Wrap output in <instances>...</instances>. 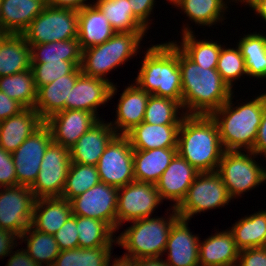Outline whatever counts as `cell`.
<instances>
[{"label":"cell","instance_id":"obj_1","mask_svg":"<svg viewBox=\"0 0 266 266\" xmlns=\"http://www.w3.org/2000/svg\"><path fill=\"white\" fill-rule=\"evenodd\" d=\"M179 67L182 86L181 111L185 115H210L234 94L216 68L201 67L180 48Z\"/></svg>","mask_w":266,"mask_h":266},{"label":"cell","instance_id":"obj_2","mask_svg":"<svg viewBox=\"0 0 266 266\" xmlns=\"http://www.w3.org/2000/svg\"><path fill=\"white\" fill-rule=\"evenodd\" d=\"M218 127L210 115H184L177 153L199 172L217 171L224 153Z\"/></svg>","mask_w":266,"mask_h":266},{"label":"cell","instance_id":"obj_3","mask_svg":"<svg viewBox=\"0 0 266 266\" xmlns=\"http://www.w3.org/2000/svg\"><path fill=\"white\" fill-rule=\"evenodd\" d=\"M233 96L210 116L218 127L224 150L252 151L266 105V93L236 107H233Z\"/></svg>","mask_w":266,"mask_h":266},{"label":"cell","instance_id":"obj_4","mask_svg":"<svg viewBox=\"0 0 266 266\" xmlns=\"http://www.w3.org/2000/svg\"><path fill=\"white\" fill-rule=\"evenodd\" d=\"M145 53L135 84L150 95L174 99L182 106L179 47L175 41L152 45Z\"/></svg>","mask_w":266,"mask_h":266},{"label":"cell","instance_id":"obj_5","mask_svg":"<svg viewBox=\"0 0 266 266\" xmlns=\"http://www.w3.org/2000/svg\"><path fill=\"white\" fill-rule=\"evenodd\" d=\"M170 210L172 213L165 218L156 216L131 221L132 225L116 236V244L128 252L124 255L133 259L162 257L170 229L179 218L174 207Z\"/></svg>","mask_w":266,"mask_h":266},{"label":"cell","instance_id":"obj_6","mask_svg":"<svg viewBox=\"0 0 266 266\" xmlns=\"http://www.w3.org/2000/svg\"><path fill=\"white\" fill-rule=\"evenodd\" d=\"M147 32H116L103 44L82 50L81 70L86 76L109 81L106 75L136 56ZM105 77V78H104Z\"/></svg>","mask_w":266,"mask_h":266},{"label":"cell","instance_id":"obj_7","mask_svg":"<svg viewBox=\"0 0 266 266\" xmlns=\"http://www.w3.org/2000/svg\"><path fill=\"white\" fill-rule=\"evenodd\" d=\"M256 156L253 151H224L217 172L232 200L266 183V169L254 160Z\"/></svg>","mask_w":266,"mask_h":266},{"label":"cell","instance_id":"obj_8","mask_svg":"<svg viewBox=\"0 0 266 266\" xmlns=\"http://www.w3.org/2000/svg\"><path fill=\"white\" fill-rule=\"evenodd\" d=\"M28 44H45L78 37V11L47 5L21 33Z\"/></svg>","mask_w":266,"mask_h":266},{"label":"cell","instance_id":"obj_9","mask_svg":"<svg viewBox=\"0 0 266 266\" xmlns=\"http://www.w3.org/2000/svg\"><path fill=\"white\" fill-rule=\"evenodd\" d=\"M231 197L217 172H200L182 202L175 208L178 216L190 220L194 215L207 210L224 207Z\"/></svg>","mask_w":266,"mask_h":266},{"label":"cell","instance_id":"obj_10","mask_svg":"<svg viewBox=\"0 0 266 266\" xmlns=\"http://www.w3.org/2000/svg\"><path fill=\"white\" fill-rule=\"evenodd\" d=\"M70 164L69 148L52 141L42 158L36 181L30 187L34 198L61 197Z\"/></svg>","mask_w":266,"mask_h":266},{"label":"cell","instance_id":"obj_11","mask_svg":"<svg viewBox=\"0 0 266 266\" xmlns=\"http://www.w3.org/2000/svg\"><path fill=\"white\" fill-rule=\"evenodd\" d=\"M133 148L125 135H116L99 158L97 169L100 181L116 188L135 180Z\"/></svg>","mask_w":266,"mask_h":266},{"label":"cell","instance_id":"obj_12","mask_svg":"<svg viewBox=\"0 0 266 266\" xmlns=\"http://www.w3.org/2000/svg\"><path fill=\"white\" fill-rule=\"evenodd\" d=\"M161 202L156 186L151 183L134 180L118 188L117 230L126 221L151 217Z\"/></svg>","mask_w":266,"mask_h":266},{"label":"cell","instance_id":"obj_13","mask_svg":"<svg viewBox=\"0 0 266 266\" xmlns=\"http://www.w3.org/2000/svg\"><path fill=\"white\" fill-rule=\"evenodd\" d=\"M117 200L118 188L100 182L70 201L72 215L103 221L116 232Z\"/></svg>","mask_w":266,"mask_h":266},{"label":"cell","instance_id":"obj_14","mask_svg":"<svg viewBox=\"0 0 266 266\" xmlns=\"http://www.w3.org/2000/svg\"><path fill=\"white\" fill-rule=\"evenodd\" d=\"M34 202L28 186L0 188V228L20 237L31 225Z\"/></svg>","mask_w":266,"mask_h":266},{"label":"cell","instance_id":"obj_15","mask_svg":"<svg viewBox=\"0 0 266 266\" xmlns=\"http://www.w3.org/2000/svg\"><path fill=\"white\" fill-rule=\"evenodd\" d=\"M51 142L50 128L44 123L11 153L18 185L31 187L34 184L42 158Z\"/></svg>","mask_w":266,"mask_h":266},{"label":"cell","instance_id":"obj_16","mask_svg":"<svg viewBox=\"0 0 266 266\" xmlns=\"http://www.w3.org/2000/svg\"><path fill=\"white\" fill-rule=\"evenodd\" d=\"M116 92V85L112 82L82 73L70 91L65 110H85L93 113L100 120L102 118L99 117L97 108L110 101Z\"/></svg>","mask_w":266,"mask_h":266},{"label":"cell","instance_id":"obj_17","mask_svg":"<svg viewBox=\"0 0 266 266\" xmlns=\"http://www.w3.org/2000/svg\"><path fill=\"white\" fill-rule=\"evenodd\" d=\"M99 119L85 110H62L45 120L50 128L52 141L63 147H72Z\"/></svg>","mask_w":266,"mask_h":266},{"label":"cell","instance_id":"obj_18","mask_svg":"<svg viewBox=\"0 0 266 266\" xmlns=\"http://www.w3.org/2000/svg\"><path fill=\"white\" fill-rule=\"evenodd\" d=\"M200 172L178 153L155 184L160 199L173 201L176 208Z\"/></svg>","mask_w":266,"mask_h":266},{"label":"cell","instance_id":"obj_19","mask_svg":"<svg viewBox=\"0 0 266 266\" xmlns=\"http://www.w3.org/2000/svg\"><path fill=\"white\" fill-rule=\"evenodd\" d=\"M188 222L179 217L170 229L164 251L168 266H199V237L190 232Z\"/></svg>","mask_w":266,"mask_h":266},{"label":"cell","instance_id":"obj_20","mask_svg":"<svg viewBox=\"0 0 266 266\" xmlns=\"http://www.w3.org/2000/svg\"><path fill=\"white\" fill-rule=\"evenodd\" d=\"M100 119L69 148L72 163L97 166L106 146L117 135L114 128Z\"/></svg>","mask_w":266,"mask_h":266},{"label":"cell","instance_id":"obj_21","mask_svg":"<svg viewBox=\"0 0 266 266\" xmlns=\"http://www.w3.org/2000/svg\"><path fill=\"white\" fill-rule=\"evenodd\" d=\"M118 99L116 119L109 124L117 135H125L134 126L143 122L150 94L135 83L127 86Z\"/></svg>","mask_w":266,"mask_h":266},{"label":"cell","instance_id":"obj_22","mask_svg":"<svg viewBox=\"0 0 266 266\" xmlns=\"http://www.w3.org/2000/svg\"><path fill=\"white\" fill-rule=\"evenodd\" d=\"M81 74V67H76L70 74L63 75L52 83L37 89L34 109L44 121L51 115L65 110V103L69 100L70 91Z\"/></svg>","mask_w":266,"mask_h":266},{"label":"cell","instance_id":"obj_23","mask_svg":"<svg viewBox=\"0 0 266 266\" xmlns=\"http://www.w3.org/2000/svg\"><path fill=\"white\" fill-rule=\"evenodd\" d=\"M44 123L34 108H24L18 114L0 121V147L13 153Z\"/></svg>","mask_w":266,"mask_h":266},{"label":"cell","instance_id":"obj_24","mask_svg":"<svg viewBox=\"0 0 266 266\" xmlns=\"http://www.w3.org/2000/svg\"><path fill=\"white\" fill-rule=\"evenodd\" d=\"M240 250L230 230L199 240V266H236Z\"/></svg>","mask_w":266,"mask_h":266},{"label":"cell","instance_id":"obj_25","mask_svg":"<svg viewBox=\"0 0 266 266\" xmlns=\"http://www.w3.org/2000/svg\"><path fill=\"white\" fill-rule=\"evenodd\" d=\"M47 6V0H0V30L21 34Z\"/></svg>","mask_w":266,"mask_h":266},{"label":"cell","instance_id":"obj_26","mask_svg":"<svg viewBox=\"0 0 266 266\" xmlns=\"http://www.w3.org/2000/svg\"><path fill=\"white\" fill-rule=\"evenodd\" d=\"M180 125H157L141 122L128 131L133 150H152L158 148H177Z\"/></svg>","mask_w":266,"mask_h":266},{"label":"cell","instance_id":"obj_27","mask_svg":"<svg viewBox=\"0 0 266 266\" xmlns=\"http://www.w3.org/2000/svg\"><path fill=\"white\" fill-rule=\"evenodd\" d=\"M72 215L71 203L61 197L38 198L33 205L31 226L54 235Z\"/></svg>","mask_w":266,"mask_h":266},{"label":"cell","instance_id":"obj_28","mask_svg":"<svg viewBox=\"0 0 266 266\" xmlns=\"http://www.w3.org/2000/svg\"><path fill=\"white\" fill-rule=\"evenodd\" d=\"M116 32L103 13L94 5L78 10V37L81 50L103 44Z\"/></svg>","mask_w":266,"mask_h":266},{"label":"cell","instance_id":"obj_29","mask_svg":"<svg viewBox=\"0 0 266 266\" xmlns=\"http://www.w3.org/2000/svg\"><path fill=\"white\" fill-rule=\"evenodd\" d=\"M176 154L177 148L134 150L133 168L135 181L155 185Z\"/></svg>","mask_w":266,"mask_h":266},{"label":"cell","instance_id":"obj_30","mask_svg":"<svg viewBox=\"0 0 266 266\" xmlns=\"http://www.w3.org/2000/svg\"><path fill=\"white\" fill-rule=\"evenodd\" d=\"M31 69L30 45L22 34L8 33L0 42V77Z\"/></svg>","mask_w":266,"mask_h":266},{"label":"cell","instance_id":"obj_31","mask_svg":"<svg viewBox=\"0 0 266 266\" xmlns=\"http://www.w3.org/2000/svg\"><path fill=\"white\" fill-rule=\"evenodd\" d=\"M237 248L244 249L266 246V210L240 218L231 229Z\"/></svg>","mask_w":266,"mask_h":266},{"label":"cell","instance_id":"obj_32","mask_svg":"<svg viewBox=\"0 0 266 266\" xmlns=\"http://www.w3.org/2000/svg\"><path fill=\"white\" fill-rule=\"evenodd\" d=\"M107 18L115 32H147L148 28L133 14L129 0L92 2Z\"/></svg>","mask_w":266,"mask_h":266},{"label":"cell","instance_id":"obj_33","mask_svg":"<svg viewBox=\"0 0 266 266\" xmlns=\"http://www.w3.org/2000/svg\"><path fill=\"white\" fill-rule=\"evenodd\" d=\"M187 26V27H185ZM183 26L182 29V42L177 46L196 64L205 69L217 68L218 58L222 45L214 41L197 40L193 34L192 27L189 25Z\"/></svg>","mask_w":266,"mask_h":266},{"label":"cell","instance_id":"obj_34","mask_svg":"<svg viewBox=\"0 0 266 266\" xmlns=\"http://www.w3.org/2000/svg\"><path fill=\"white\" fill-rule=\"evenodd\" d=\"M31 63H45V61H71L76 67H81L82 50L79 40L68 39L45 44H29Z\"/></svg>","mask_w":266,"mask_h":266},{"label":"cell","instance_id":"obj_35","mask_svg":"<svg viewBox=\"0 0 266 266\" xmlns=\"http://www.w3.org/2000/svg\"><path fill=\"white\" fill-rule=\"evenodd\" d=\"M245 60L247 76L266 79V35L253 32L237 43Z\"/></svg>","mask_w":266,"mask_h":266},{"label":"cell","instance_id":"obj_36","mask_svg":"<svg viewBox=\"0 0 266 266\" xmlns=\"http://www.w3.org/2000/svg\"><path fill=\"white\" fill-rule=\"evenodd\" d=\"M26 242L24 249L40 266H52L59 255L60 249L54 235L40 232L31 225L21 234L19 240ZM45 264V265H44Z\"/></svg>","mask_w":266,"mask_h":266},{"label":"cell","instance_id":"obj_37","mask_svg":"<svg viewBox=\"0 0 266 266\" xmlns=\"http://www.w3.org/2000/svg\"><path fill=\"white\" fill-rule=\"evenodd\" d=\"M227 2L224 0H181L175 7L181 9L190 21L199 26L216 25V22L224 21V13L227 11Z\"/></svg>","mask_w":266,"mask_h":266},{"label":"cell","instance_id":"obj_38","mask_svg":"<svg viewBox=\"0 0 266 266\" xmlns=\"http://www.w3.org/2000/svg\"><path fill=\"white\" fill-rule=\"evenodd\" d=\"M0 91L16 100L24 108H34L37 88L31 69L0 77Z\"/></svg>","mask_w":266,"mask_h":266},{"label":"cell","instance_id":"obj_39","mask_svg":"<svg viewBox=\"0 0 266 266\" xmlns=\"http://www.w3.org/2000/svg\"><path fill=\"white\" fill-rule=\"evenodd\" d=\"M77 232L79 248L113 247L116 244L115 232L105 222L94 218L77 215Z\"/></svg>","mask_w":266,"mask_h":266},{"label":"cell","instance_id":"obj_40","mask_svg":"<svg viewBox=\"0 0 266 266\" xmlns=\"http://www.w3.org/2000/svg\"><path fill=\"white\" fill-rule=\"evenodd\" d=\"M181 104L171 98L150 95L143 122L157 125H180L185 113ZM180 117H179V116Z\"/></svg>","mask_w":266,"mask_h":266},{"label":"cell","instance_id":"obj_41","mask_svg":"<svg viewBox=\"0 0 266 266\" xmlns=\"http://www.w3.org/2000/svg\"><path fill=\"white\" fill-rule=\"evenodd\" d=\"M100 182L97 166L71 162L61 198L70 202Z\"/></svg>","mask_w":266,"mask_h":266},{"label":"cell","instance_id":"obj_42","mask_svg":"<svg viewBox=\"0 0 266 266\" xmlns=\"http://www.w3.org/2000/svg\"><path fill=\"white\" fill-rule=\"evenodd\" d=\"M112 247L61 250L52 266H106Z\"/></svg>","mask_w":266,"mask_h":266},{"label":"cell","instance_id":"obj_43","mask_svg":"<svg viewBox=\"0 0 266 266\" xmlns=\"http://www.w3.org/2000/svg\"><path fill=\"white\" fill-rule=\"evenodd\" d=\"M216 69L231 89L235 80L243 75L247 76L245 60L237 44L236 48H226L222 45Z\"/></svg>","mask_w":266,"mask_h":266},{"label":"cell","instance_id":"obj_44","mask_svg":"<svg viewBox=\"0 0 266 266\" xmlns=\"http://www.w3.org/2000/svg\"><path fill=\"white\" fill-rule=\"evenodd\" d=\"M76 66L71 61H45V63H31L35 86L38 89L41 86L52 83L63 75L70 74Z\"/></svg>","mask_w":266,"mask_h":266},{"label":"cell","instance_id":"obj_45","mask_svg":"<svg viewBox=\"0 0 266 266\" xmlns=\"http://www.w3.org/2000/svg\"><path fill=\"white\" fill-rule=\"evenodd\" d=\"M54 237L60 251L78 248L77 215H71Z\"/></svg>","mask_w":266,"mask_h":266},{"label":"cell","instance_id":"obj_46","mask_svg":"<svg viewBox=\"0 0 266 266\" xmlns=\"http://www.w3.org/2000/svg\"><path fill=\"white\" fill-rule=\"evenodd\" d=\"M17 185L16 170L12 155L0 147V188Z\"/></svg>","mask_w":266,"mask_h":266},{"label":"cell","instance_id":"obj_47","mask_svg":"<svg viewBox=\"0 0 266 266\" xmlns=\"http://www.w3.org/2000/svg\"><path fill=\"white\" fill-rule=\"evenodd\" d=\"M236 266H266V246L241 250Z\"/></svg>","mask_w":266,"mask_h":266},{"label":"cell","instance_id":"obj_48","mask_svg":"<svg viewBox=\"0 0 266 266\" xmlns=\"http://www.w3.org/2000/svg\"><path fill=\"white\" fill-rule=\"evenodd\" d=\"M133 14L149 29L150 15L153 12L156 0H129Z\"/></svg>","mask_w":266,"mask_h":266},{"label":"cell","instance_id":"obj_49","mask_svg":"<svg viewBox=\"0 0 266 266\" xmlns=\"http://www.w3.org/2000/svg\"><path fill=\"white\" fill-rule=\"evenodd\" d=\"M24 107L0 91V121L18 114Z\"/></svg>","mask_w":266,"mask_h":266},{"label":"cell","instance_id":"obj_50","mask_svg":"<svg viewBox=\"0 0 266 266\" xmlns=\"http://www.w3.org/2000/svg\"><path fill=\"white\" fill-rule=\"evenodd\" d=\"M18 239V235L0 228V258L7 257L15 246L17 247L18 243L16 242Z\"/></svg>","mask_w":266,"mask_h":266},{"label":"cell","instance_id":"obj_51","mask_svg":"<svg viewBox=\"0 0 266 266\" xmlns=\"http://www.w3.org/2000/svg\"><path fill=\"white\" fill-rule=\"evenodd\" d=\"M252 151L257 155L261 154L266 158V105Z\"/></svg>","mask_w":266,"mask_h":266},{"label":"cell","instance_id":"obj_52","mask_svg":"<svg viewBox=\"0 0 266 266\" xmlns=\"http://www.w3.org/2000/svg\"><path fill=\"white\" fill-rule=\"evenodd\" d=\"M8 256H10V258L6 266H40L29 256V254L24 249L12 251Z\"/></svg>","mask_w":266,"mask_h":266},{"label":"cell","instance_id":"obj_53","mask_svg":"<svg viewBox=\"0 0 266 266\" xmlns=\"http://www.w3.org/2000/svg\"><path fill=\"white\" fill-rule=\"evenodd\" d=\"M86 1L88 0H47V5L55 8H70L78 11L84 8L85 6L92 4Z\"/></svg>","mask_w":266,"mask_h":266},{"label":"cell","instance_id":"obj_54","mask_svg":"<svg viewBox=\"0 0 266 266\" xmlns=\"http://www.w3.org/2000/svg\"><path fill=\"white\" fill-rule=\"evenodd\" d=\"M240 3L251 7L255 14H258V17L260 16L266 22V0H240Z\"/></svg>","mask_w":266,"mask_h":266},{"label":"cell","instance_id":"obj_55","mask_svg":"<svg viewBox=\"0 0 266 266\" xmlns=\"http://www.w3.org/2000/svg\"><path fill=\"white\" fill-rule=\"evenodd\" d=\"M135 266H168L161 257L135 259Z\"/></svg>","mask_w":266,"mask_h":266},{"label":"cell","instance_id":"obj_56","mask_svg":"<svg viewBox=\"0 0 266 266\" xmlns=\"http://www.w3.org/2000/svg\"><path fill=\"white\" fill-rule=\"evenodd\" d=\"M113 256L111 255L106 263V266H135V259L127 257L125 255L114 258L113 262L110 263ZM112 264V265H111Z\"/></svg>","mask_w":266,"mask_h":266},{"label":"cell","instance_id":"obj_57","mask_svg":"<svg viewBox=\"0 0 266 266\" xmlns=\"http://www.w3.org/2000/svg\"><path fill=\"white\" fill-rule=\"evenodd\" d=\"M170 2L172 5L176 6L181 0H166Z\"/></svg>","mask_w":266,"mask_h":266},{"label":"cell","instance_id":"obj_58","mask_svg":"<svg viewBox=\"0 0 266 266\" xmlns=\"http://www.w3.org/2000/svg\"><path fill=\"white\" fill-rule=\"evenodd\" d=\"M8 33L3 32L0 30V42L2 41V39L7 35Z\"/></svg>","mask_w":266,"mask_h":266},{"label":"cell","instance_id":"obj_59","mask_svg":"<svg viewBox=\"0 0 266 266\" xmlns=\"http://www.w3.org/2000/svg\"><path fill=\"white\" fill-rule=\"evenodd\" d=\"M231 1V0H230ZM235 1L234 3H236L237 1L240 2V0H232V2Z\"/></svg>","mask_w":266,"mask_h":266}]
</instances>
